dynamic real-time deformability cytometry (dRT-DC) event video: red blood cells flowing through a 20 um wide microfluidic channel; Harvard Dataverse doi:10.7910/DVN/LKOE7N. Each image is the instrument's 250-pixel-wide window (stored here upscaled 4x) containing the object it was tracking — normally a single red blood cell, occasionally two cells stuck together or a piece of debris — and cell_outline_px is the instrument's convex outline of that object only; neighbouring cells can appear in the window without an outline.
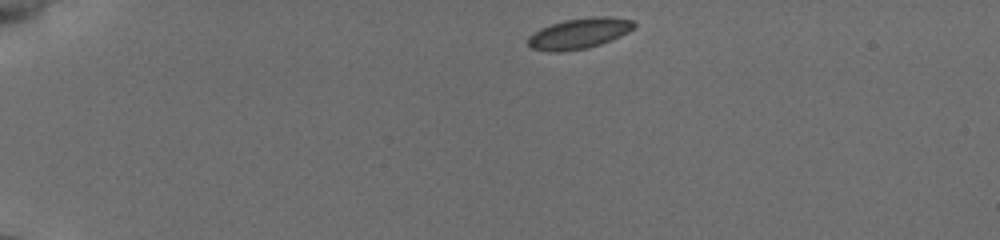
{"species": "common noctule bat (a hibernating species)", "species_latin": "Nyctalus noctula", "temperature_condition": "cold", "stored_images_in_passage": 43, "camera_frame_rate_fps": 3000, "um_per_image_px": 0.085, "animal": {"sex": "female", "body_mass_g": 19.5, "forearm_length_mm": 54.1}, "frame": {"image": 1, "passage_image": 1, "time_ms": 0.0, "image_size_px": [1000, 240], "cell_outline_px": [[636, 28], [620, 36], [600, 44], [588, 48], [560, 52], [548, 52], [532, 48], [528, 44], [528, 36], [532, 32], [540, 28], [564, 20], [592, 16], [608, 16], [632, 20], [636, 24]], "centroid_in_image_um": [49.22, 2.84], "position_along_channel_um": 35.8, "area_um2": 19.07}}
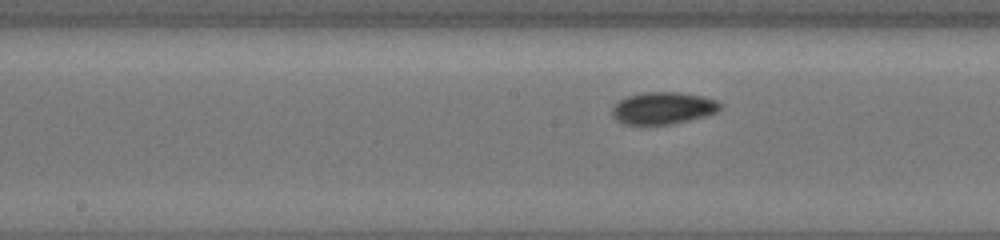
{"frame": {"image": 2, "passage_image": 19, "time_ms": 6.0, "image_size_px": [1000, 240], "cell_outline_px": [[724, 104], [716, 112], [704, 116], [672, 124], [624, 124], [616, 120], [612, 116], [612, 108], [620, 100], [628, 96], [644, 92], [680, 92], [704, 96], [716, 100]], "centroid_in_image_um": [56.38, 9.18], "position_along_channel_um": 191.8, "area_um2": 20.17}}
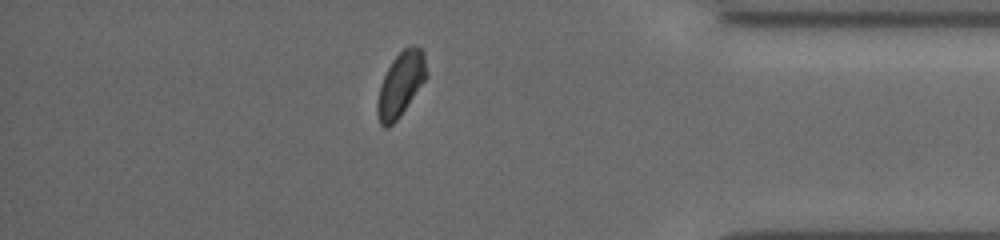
{"frame": {"image": 3, "passage_image": 37, "time_ms": 12.0, "image_size_px": [1000, 240], "cell_outline_px": [[428, 76], [400, 116], [388, 128], [384, 128], [380, 124], [376, 112], [376, 104], [380, 84], [392, 60], [404, 48], [420, 48], [424, 52]], "centroid_in_image_um": [34.04, 7.2], "position_along_channel_um": 401.2, "area_um2": 18.26}, "authors_computed_cell_mechanics": {"area_um2": 19.3052, "velocity_mm_per_s": 3.8485, "shape_relaxation_time_tau1_ms": 4.0906, "shape_relaxation_time_tau2_ms": 3.5939, "deformation_change_tau1": 0.0714, "deformation_change_tau2": 0.0541}}